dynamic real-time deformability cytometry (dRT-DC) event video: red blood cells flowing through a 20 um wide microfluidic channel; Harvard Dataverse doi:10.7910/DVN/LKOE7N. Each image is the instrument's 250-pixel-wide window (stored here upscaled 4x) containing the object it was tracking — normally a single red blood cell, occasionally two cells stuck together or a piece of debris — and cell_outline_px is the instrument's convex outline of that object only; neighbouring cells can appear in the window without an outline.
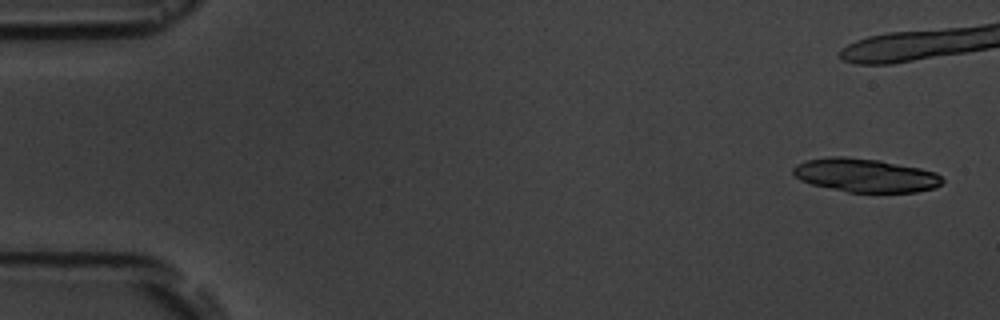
{"species": "common noctule bat (a hibernating species)", "species_latin": "Nyctalus noctula", "temperature_condition": "room temperature", "stored_images_in_passage": 6, "segment_of_instrument_passage": [2, 2], "camera_frame_rate_fps": 3000, "um_per_image_px": 0.085, "animal": {"sex": "male", "body_mass_g": 19.5, "forearm_length_mm": 54.6}, "frame": {"image": 1, "passage_image": 6, "time_ms": 6.667, "image_size_px": [1000, 320], "cell_outline_px": [[944, 180], [936, 188], [916, 192], [848, 192], [812, 184], [800, 180], [792, 172], [792, 168], [796, 164], [808, 160], [828, 156], [844, 156], [880, 160], [920, 168], [936, 172]], "centroid_in_image_um": [73.56, 14.89], "position_along_channel_um": 11.4, "area_um2": 29.25}}